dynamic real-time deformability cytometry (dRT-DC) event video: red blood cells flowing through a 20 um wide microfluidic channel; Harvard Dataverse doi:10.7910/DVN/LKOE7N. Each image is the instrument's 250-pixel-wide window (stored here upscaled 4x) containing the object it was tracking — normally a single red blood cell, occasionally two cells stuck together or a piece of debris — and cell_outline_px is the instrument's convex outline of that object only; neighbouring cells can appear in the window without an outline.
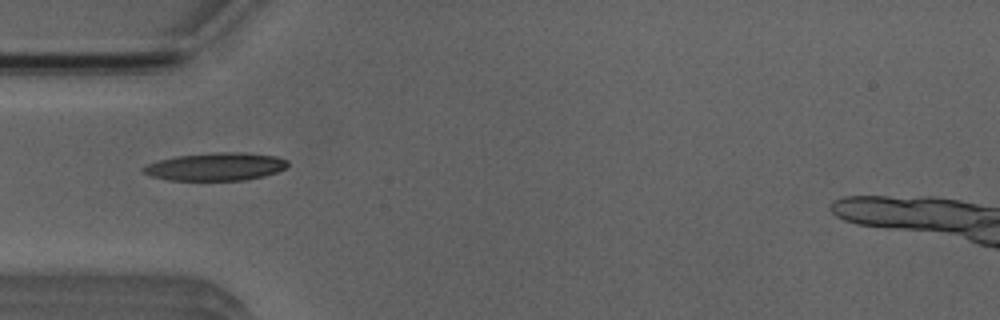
{"species": "Egyptian fruit bat (a non-hibernating species)", "species_latin": "Rousettus aegyptiacus", "temperature_condition": "room temperature", "stored_images_in_passage": 10, "camera_frame_rate_fps": 3000, "um_per_image_px": 0.085, "animal": {"sex": "male"}, "frame": {"image": 1, "passage_image": 6, "time_ms": 6.667, "image_size_px": [1000, 320], "cell_outline_px": [[288, 164], [284, 168], [276, 172], [264, 176], [244, 180], [168, 180], [152, 176], [144, 172], [140, 168], [148, 164], [160, 160], [176, 156], [220, 152], [244, 152], [276, 156], [288, 160]], "centroid_in_image_um": [18.35, 14.16], "position_along_channel_um": 66.6, "area_um2": 23.29}}
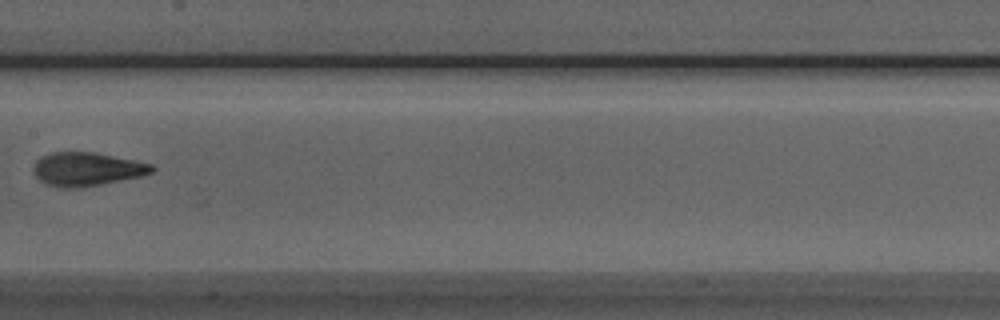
{"frame": {"image": 2, "passage_image": 9, "time_ms": 10.0, "image_size_px": [1000, 320], "cell_outline_px": [[156, 168], [152, 172], [140, 176], [80, 188], [56, 188], [44, 184], [32, 172], [32, 168], [36, 160], [40, 156], [52, 152], [96, 152], [152, 164]], "centroid_in_image_um": [7.32, 14.38], "position_along_channel_um": 200.1, "area_um2": 23.35}}
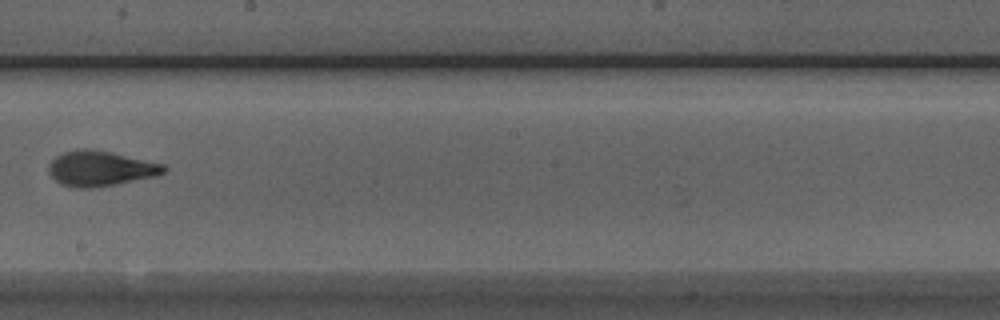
{"frame": {"image": 3, "passage_image": 10, "time_ms": 11.0, "image_size_px": [1000, 320], "cell_outline_px": [[168, 168], [164, 172], [156, 176], [116, 184], [92, 188], [72, 188], [60, 184], [48, 172], [48, 164], [56, 156], [64, 152], [80, 148], [88, 148], [112, 152], [164, 164]], "centroid_in_image_um": [8.52, 14.32], "position_along_channel_um": 239.7, "area_um2": 23.76}}